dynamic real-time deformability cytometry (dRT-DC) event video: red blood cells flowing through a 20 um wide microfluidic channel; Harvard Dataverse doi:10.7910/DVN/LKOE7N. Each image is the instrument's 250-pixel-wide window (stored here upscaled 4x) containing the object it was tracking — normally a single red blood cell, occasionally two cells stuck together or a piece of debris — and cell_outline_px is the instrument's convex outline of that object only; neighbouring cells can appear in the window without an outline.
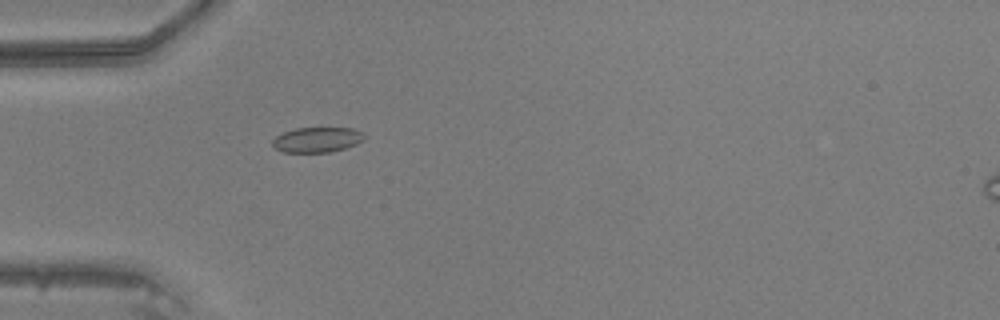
{"species": "common noctule bat (a hibernating species)", "species_latin": "Nyctalus noctula", "temperature_condition": "warm", "stored_images_in_passage": 30, "camera_frame_rate_fps": 3000, "um_per_image_px": 0.085, "animal": {"sex": "male", "body_mass_g": 20.5, "forearm_length_mm": 52.5}, "frame": {"image": 1, "passage_image": 1, "time_ms": 0.0, "image_size_px": [1000, 320], "cell_outline_px": [[364, 140], [356, 144], [332, 152], [284, 152], [276, 148], [272, 144], [272, 140], [276, 136], [284, 132], [296, 128], [352, 128], [364, 132]], "centroid_in_image_um": [26.97, 11.87], "position_along_channel_um": 58.0, "area_um2": 13.41}}
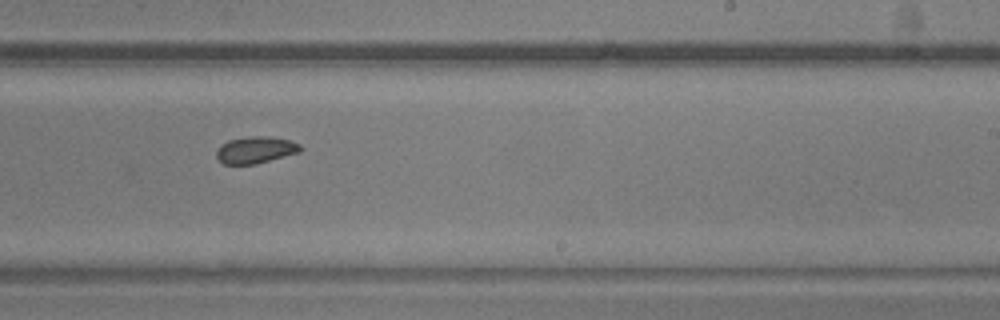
{"frame": {"image": 2, "passage_image": 16, "time_ms": 5.0, "image_size_px": [1000, 320], "cell_outline_px": [[304, 148], [300, 152], [256, 164], [224, 164], [216, 156], [216, 152], [220, 144], [228, 140], [248, 136], [268, 136], [288, 140], [300, 144]], "centroid_in_image_um": [21.73, 12.73], "position_along_channel_um": 267.3, "area_um2": 13.18}}
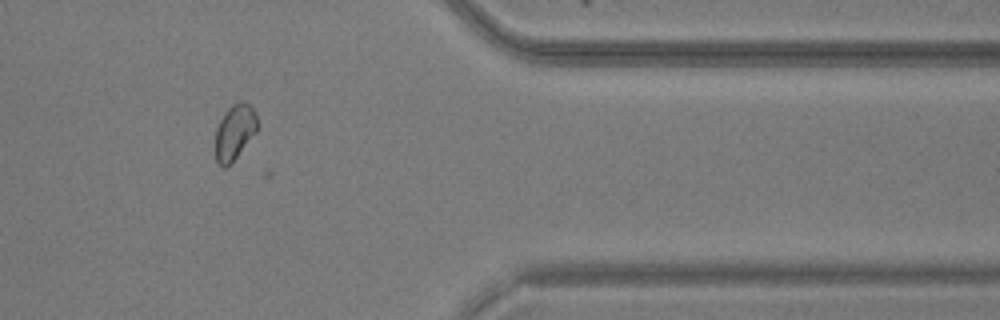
{"frame": {"image": 3, "passage_image": 26, "time_ms": 8.333, "image_size_px": [1000, 320], "cell_outline_px": [[256, 132], [232, 164], [224, 168], [216, 160], [216, 128], [224, 112], [232, 104], [240, 100], [244, 100], [252, 108], [256, 116]], "centroid_in_image_um": [19.93, 11.23], "position_along_channel_um": 391.5, "area_um2": 13.53}}